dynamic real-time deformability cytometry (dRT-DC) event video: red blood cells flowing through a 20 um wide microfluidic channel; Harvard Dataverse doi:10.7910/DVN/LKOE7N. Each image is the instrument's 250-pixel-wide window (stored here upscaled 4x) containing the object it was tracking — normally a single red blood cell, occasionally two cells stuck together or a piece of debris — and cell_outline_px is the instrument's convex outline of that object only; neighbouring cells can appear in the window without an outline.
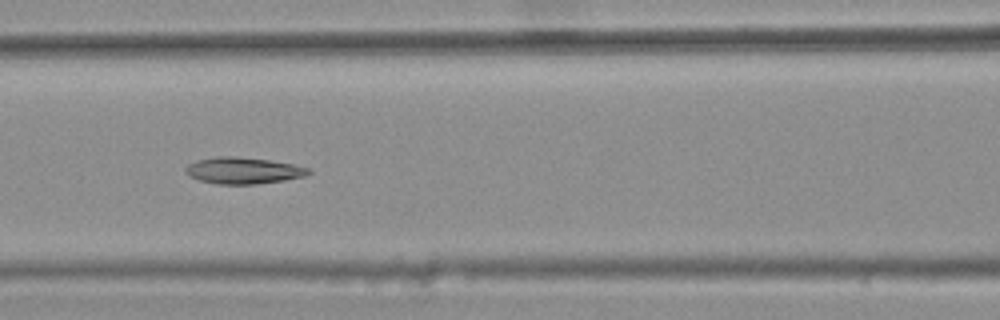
{"species": "common noctule bat (a hibernating species)", "species_latin": "Nyctalus noctula", "temperature_condition": "warm", "stored_images_in_passage": 7, "camera_frame_rate_fps": 3000, "um_per_image_px": 0.085, "animal": {"sex": "female", "body_mass_g": 25.1}, "frame": {"image": 1, "passage_image": 6, "time_ms": 1.667, "image_size_px": [1000, 320], "cell_outline_px": [[312, 172], [304, 176], [284, 180], [256, 184], [216, 184], [200, 180], [188, 176], [184, 172], [184, 168], [188, 164], [196, 160], [216, 156], [232, 156], [268, 160], [292, 164], [308, 168]], "centroid_in_image_um": [20.61, 14.5], "position_along_channel_um": 146.0, "area_um2": 18.96}}
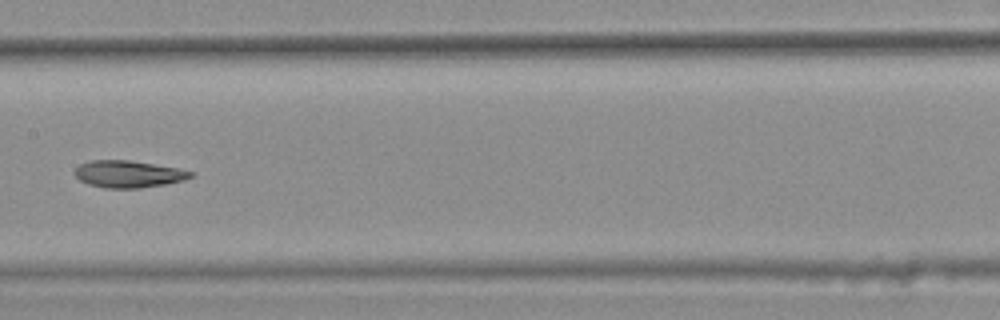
{"frame": {"image": 2, "passage_image": 7, "time_ms": 2.0, "image_size_px": [1000, 320], "cell_outline_px": [[192, 176], [184, 180], [164, 184], [140, 188], [104, 188], [88, 184], [80, 180], [76, 176], [76, 168], [80, 164], [92, 160], [128, 160], [176, 168], [192, 172]], "centroid_in_image_um": [10.88, 14.8], "position_along_channel_um": 196.5, "area_um2": 17.92}}